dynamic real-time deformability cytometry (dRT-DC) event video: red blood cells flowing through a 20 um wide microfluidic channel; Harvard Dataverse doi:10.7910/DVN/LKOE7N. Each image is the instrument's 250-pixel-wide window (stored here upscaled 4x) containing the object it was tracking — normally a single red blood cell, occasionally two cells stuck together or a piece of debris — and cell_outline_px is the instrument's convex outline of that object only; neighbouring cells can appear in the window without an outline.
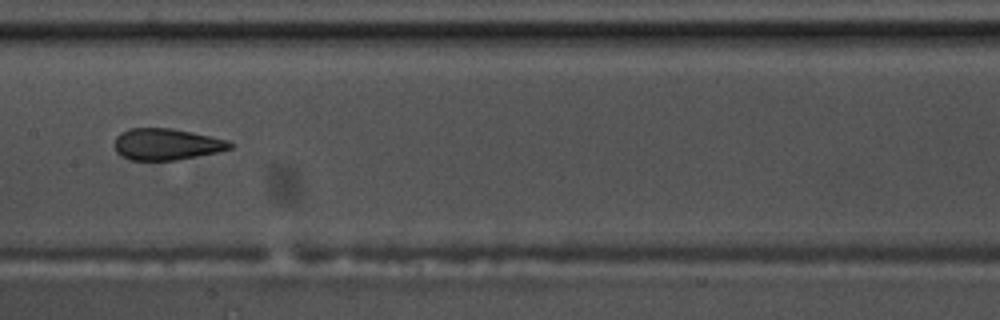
{"species": "common noctule bat (a hibernating species)", "species_latin": "Nyctalus noctula", "temperature_condition": "warm", "stored_images_in_passage": 10, "camera_frame_rate_fps": 3000, "um_per_image_px": 0.085, "animal": {"sex": "male", "body_mass_g": 17.5, "forearm_length_mm": 52.3}, "frame": {"image": 1, "passage_image": 9, "time_ms": 2.667, "image_size_px": [1000, 320], "cell_outline_px": [[232, 148], [216, 152], [176, 160], [128, 160], [120, 156], [116, 152], [112, 144], [116, 136], [120, 132], [128, 128], [172, 128], [192, 132], [228, 140], [232, 144]], "centroid_in_image_um": [14.07, 12.26], "position_along_channel_um": 193.3, "area_um2": 21.39}}
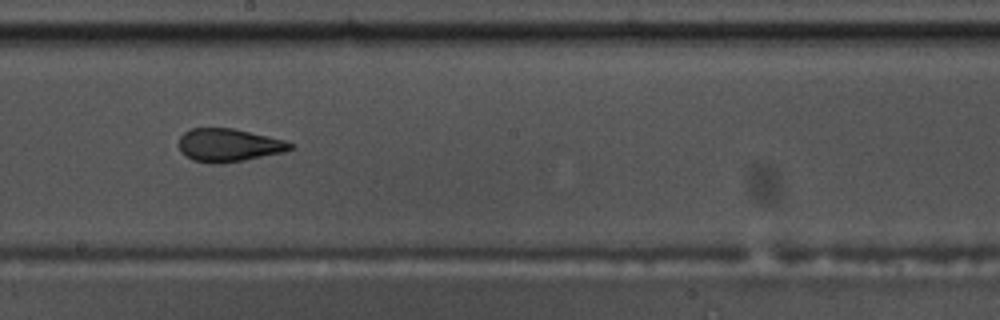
{"frame": {"image": 2, "passage_image": 10, "time_ms": 3.0, "image_size_px": [1000, 320], "cell_outline_px": [[296, 148], [284, 152], [244, 160], [216, 164], [212, 164], [192, 160], [180, 152], [180, 136], [184, 132], [192, 128], [232, 128], [284, 140], [296, 144]], "centroid_in_image_um": [19.46, 12.34], "position_along_channel_um": 228.7, "area_um2": 21.5}}